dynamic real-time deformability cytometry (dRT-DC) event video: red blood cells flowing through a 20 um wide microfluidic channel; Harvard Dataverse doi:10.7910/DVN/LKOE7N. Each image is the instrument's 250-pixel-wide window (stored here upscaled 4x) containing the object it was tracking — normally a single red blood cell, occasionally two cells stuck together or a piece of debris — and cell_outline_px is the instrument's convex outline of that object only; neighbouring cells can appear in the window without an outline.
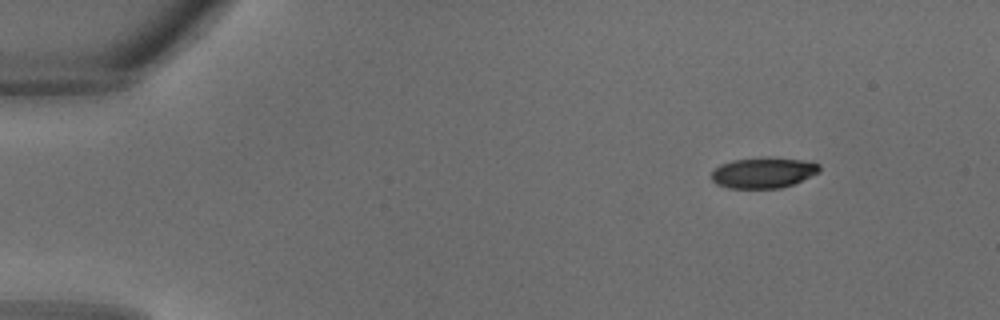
{"species": "common noctule bat (a hibernating species)", "species_latin": "Nyctalus noctula", "temperature_condition": "warm", "stored_images_in_passage": 30, "camera_frame_rate_fps": 3000, "um_per_image_px": 0.085, "animal": {"sex": "male", "body_mass_g": 18.8}, "frame": {"image": 1, "passage_image": 1, "time_ms": 0.0, "image_size_px": [1000, 320], "cell_outline_px": [[820, 172], [792, 184], [780, 188], [728, 188], [716, 184], [712, 180], [712, 172], [720, 164], [732, 160], [764, 156], [812, 160], [820, 164]], "centroid_in_image_um": [64.92, 14.65], "position_along_channel_um": 20.1, "area_um2": 19.71}}
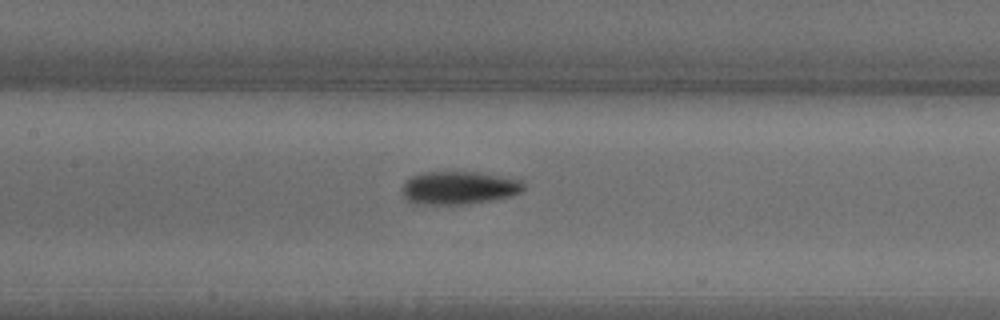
{"frame": {"image": 2, "passage_image": 13, "time_ms": 4.0, "image_size_px": [1000, 320], "cell_outline_px": [[524, 188], [520, 192], [508, 196], [488, 200], [460, 204], [412, 204], [404, 196], [404, 184], [412, 176], [424, 172], [480, 172], [504, 176], [520, 180], [524, 184]], "centroid_in_image_um": [39.01, 15.95], "position_along_channel_um": 168.4, "area_um2": 23.0}}
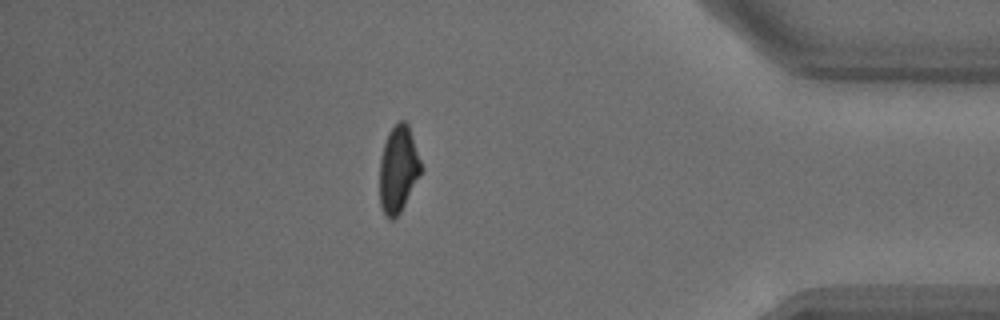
{"frame": {"image": 3, "passage_image": 26, "time_ms": 8.333, "image_size_px": [1000, 320], "cell_outline_px": [[424, 168], [400, 212], [392, 220], [388, 220], [384, 216], [380, 204], [380, 156], [388, 132], [400, 120], [404, 120], [408, 124]], "centroid_in_image_um": [33.86, 14.39], "position_along_channel_um": 401.3, "area_um2": 21.04}}